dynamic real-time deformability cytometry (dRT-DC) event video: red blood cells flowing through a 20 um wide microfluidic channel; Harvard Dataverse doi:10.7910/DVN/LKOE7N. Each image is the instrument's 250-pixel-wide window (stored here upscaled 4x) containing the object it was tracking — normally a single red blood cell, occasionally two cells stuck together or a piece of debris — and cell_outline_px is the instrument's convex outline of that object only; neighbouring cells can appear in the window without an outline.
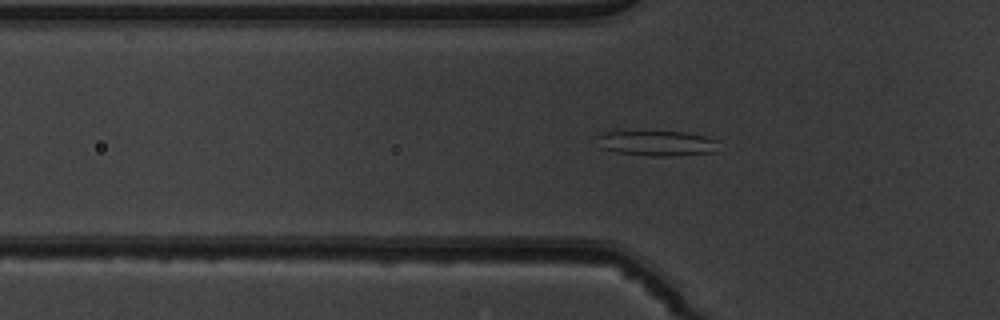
{"species": "common noctule bat (a hibernating species)", "species_latin": "Nyctalus noctula", "temperature_condition": "warm", "stored_images_in_passage": 38, "camera_frame_rate_fps": 3000, "um_per_image_px": 0.085, "animal": {"sex": "male", "body_mass_g": 19.5, "forearm_length_mm": 54.6}, "frame": {"image": 1, "passage_image": 4, "time_ms": 1.0, "image_size_px": [1000, 320], "cell_outline_px": [[716, 152], [668, 156], [652, 156], [616, 152], [600, 148], [596, 136], [616, 128], [684, 132], [704, 136], [716, 140]], "centroid_in_image_um": [55.7, 12.12], "position_along_channel_um": 70.1, "area_um2": 18.67}}
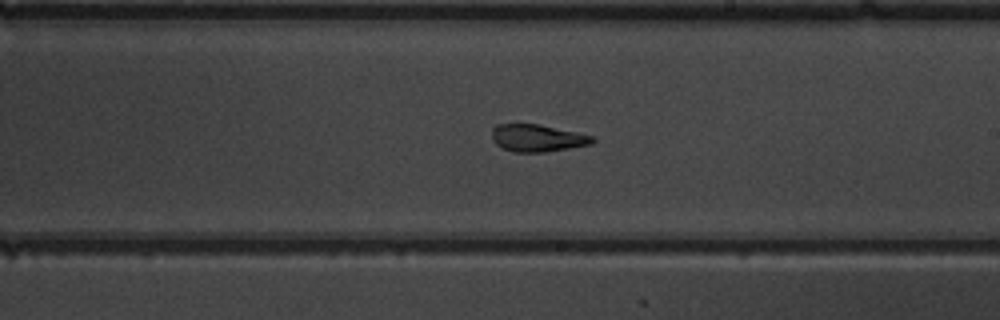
{"frame": {"image": 2, "passage_image": 17, "time_ms": 5.333, "image_size_px": [1000, 320], "cell_outline_px": [[596, 140], [592, 144], [544, 152], [512, 152], [496, 144], [492, 140], [492, 128], [496, 124], [540, 124], [576, 132], [592, 136]], "centroid_in_image_um": [45.66, 11.73], "position_along_channel_um": 243.3, "area_um2": 15.95}}
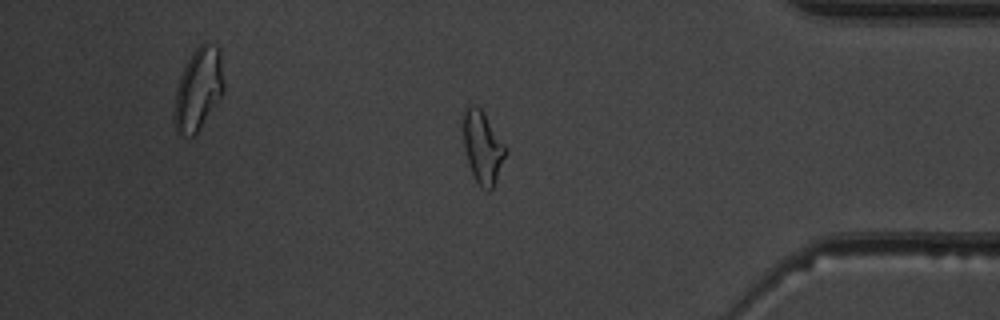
{"frame": {"image": 3, "passage_image": 30, "time_ms": 9.667, "image_size_px": [1000, 320], "cell_outline_px": [[508, 152], [496, 180], [492, 188], [488, 192], [476, 180], [472, 172], [464, 148], [460, 128], [460, 124], [464, 104], [476, 104], [480, 108], [508, 148]], "centroid_in_image_um": [40.98, 12.41], "position_along_channel_um": 394.2, "area_um2": 18.38}, "authors_computed_cell_mechanics": {"area_um2": 16.7909, "velocity_mm_per_s": 4.0103, "shape_relaxation_time_tau1_ms": 10.796, "shape_relaxation_time_tau2_ms": 1.3173, "deformation_change_tau1": 0.2637, "deformation_change_tau2": 0.0802}}